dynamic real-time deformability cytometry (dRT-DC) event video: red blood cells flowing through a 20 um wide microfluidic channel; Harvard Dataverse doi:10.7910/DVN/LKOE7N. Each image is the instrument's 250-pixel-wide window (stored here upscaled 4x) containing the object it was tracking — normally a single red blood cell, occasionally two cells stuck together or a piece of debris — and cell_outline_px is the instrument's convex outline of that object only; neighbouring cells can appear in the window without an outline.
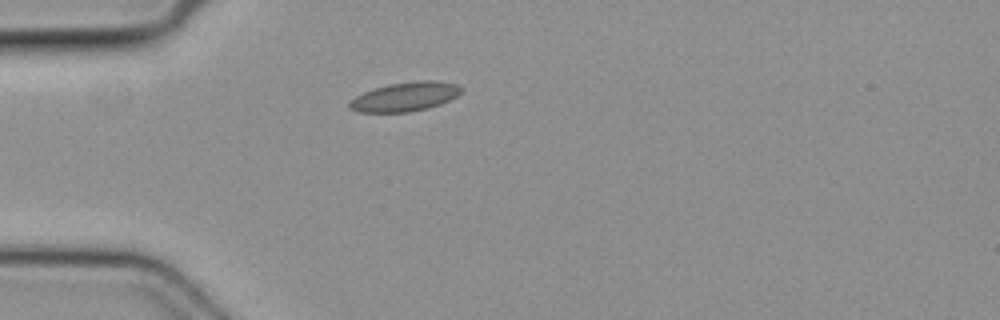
{"species": "common noctule bat (a hibernating species)", "species_latin": "Nyctalus noctula", "temperature_condition": "cold", "stored_images_in_passage": 2, "camera_frame_rate_fps": 3000, "um_per_image_px": 0.085, "animal": {"sex": "female", "body_mass_g": 19.3, "forearm_length_mm": 54.1}, "frame": {"image": 1, "passage_image": 1, "time_ms": 0.0, "image_size_px": [1000, 320], "cell_outline_px": [[464, 88], [456, 96], [440, 104], [428, 108], [408, 112], [356, 112], [348, 104], [356, 96], [364, 92], [388, 84], [416, 80], [436, 80], [456, 84]], "centroid_in_image_um": [34.46, 8.21], "position_along_channel_um": 50.5, "area_um2": 18.84}}